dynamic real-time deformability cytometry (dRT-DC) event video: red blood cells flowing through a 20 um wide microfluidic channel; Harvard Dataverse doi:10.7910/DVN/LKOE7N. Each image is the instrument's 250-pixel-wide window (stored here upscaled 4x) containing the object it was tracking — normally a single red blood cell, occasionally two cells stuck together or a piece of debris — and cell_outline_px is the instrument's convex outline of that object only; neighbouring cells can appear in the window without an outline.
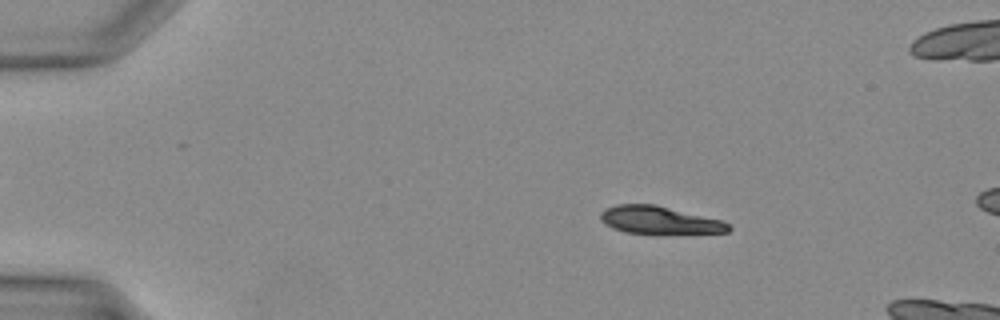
{"species": "Egyptian fruit bat (a non-hibernating species)", "species_latin": "Rousettus aegyptiacus", "temperature_condition": "warm", "stored_images_in_passage": 14, "camera_frame_rate_fps": 3000, "um_per_image_px": 0.085, "animal": {"sex": "female"}, "frame": {"image": 1, "passage_image": 8, "time_ms": 2.333, "image_size_px": [1000, 320], "cell_outline_px": [[732, 228], [728, 232], [624, 232], [612, 228], [604, 224], [600, 220], [600, 212], [604, 208], [616, 204], [656, 204], [724, 220]], "centroid_in_image_um": [56.0, 18.67], "position_along_channel_um": 29.0, "area_um2": 20.4}}